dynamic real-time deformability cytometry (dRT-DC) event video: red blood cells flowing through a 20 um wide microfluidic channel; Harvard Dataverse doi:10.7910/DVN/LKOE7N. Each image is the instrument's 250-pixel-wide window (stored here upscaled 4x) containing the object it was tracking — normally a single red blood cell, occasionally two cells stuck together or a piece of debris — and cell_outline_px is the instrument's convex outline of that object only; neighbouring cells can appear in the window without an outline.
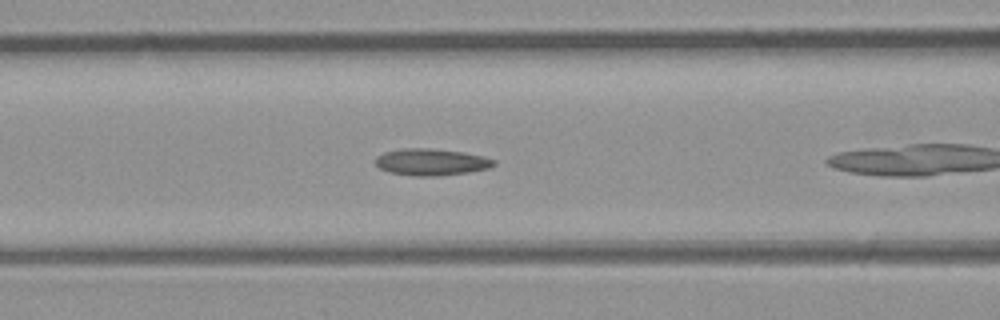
{"species": "common noctule bat (a hibernating species)", "species_latin": "Nyctalus noctula", "temperature_condition": "room temperature", "stored_images_in_passage": 35, "camera_frame_rate_fps": 3000, "um_per_image_px": 0.085, "animal": {"sex": "male", "body_mass_g": 23.1, "forearm_length_mm": 52.7}, "frame": {"image": 1, "passage_image": 6, "time_ms": 1.667, "image_size_px": [1000, 320], "cell_outline_px": [[496, 164], [488, 168], [468, 172], [436, 176], [416, 176], [388, 172], [380, 168], [376, 164], [376, 156], [384, 152], [404, 148], [432, 148], [464, 152], [484, 156], [496, 160]], "centroid_in_image_um": [36.67, 13.76], "position_along_channel_um": 129.9, "area_um2": 18.5}}
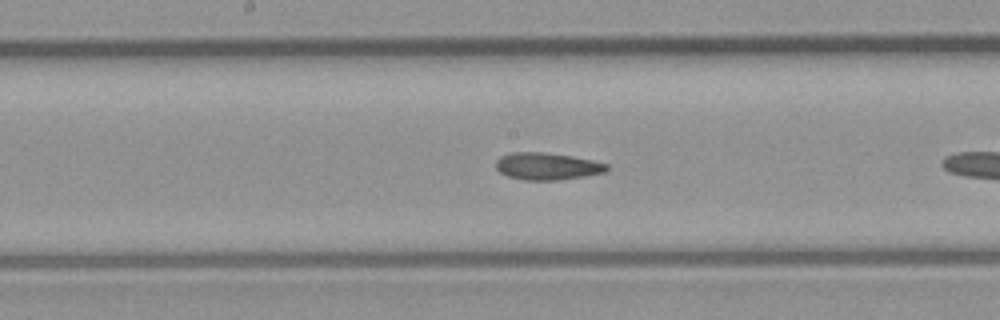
{"frame": {"image": 2, "passage_image": 11, "time_ms": 3.333, "image_size_px": [1000, 320], "cell_outline_px": [[608, 172], [584, 176], [556, 180], [524, 180], [508, 176], [500, 172], [496, 168], [496, 160], [500, 156], [512, 152], [544, 152], [572, 156], [592, 160], [608, 164]], "centroid_in_image_um": [46.51, 14.13], "position_along_channel_um": 201.7, "area_um2": 17.57}}
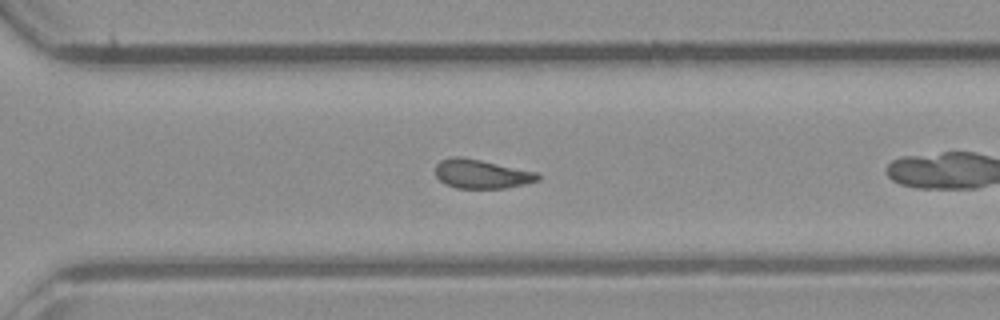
{"frame": {"image": 3, "passage_image": 20, "time_ms": 6.333, "image_size_px": [1000, 320], "cell_outline_px": [[540, 180], [528, 184], [508, 188], [456, 188], [444, 184], [436, 176], [436, 164], [440, 160], [452, 156], [460, 156], [480, 160], [536, 172], [540, 176]], "centroid_in_image_um": [40.93, 14.8], "position_along_channel_um": 329.7, "area_um2": 17.4}, "authors_computed_cell_mechanics": {"area_um2": 17.4556, "velocity_mm_per_s": 4.2813, "shape_relaxation_time_tau1_ms": null, "shape_relaxation_time_tau2_ms": 1.339, "deformation_change_tau1": null, "deformation_change_tau2": 0.0678}}